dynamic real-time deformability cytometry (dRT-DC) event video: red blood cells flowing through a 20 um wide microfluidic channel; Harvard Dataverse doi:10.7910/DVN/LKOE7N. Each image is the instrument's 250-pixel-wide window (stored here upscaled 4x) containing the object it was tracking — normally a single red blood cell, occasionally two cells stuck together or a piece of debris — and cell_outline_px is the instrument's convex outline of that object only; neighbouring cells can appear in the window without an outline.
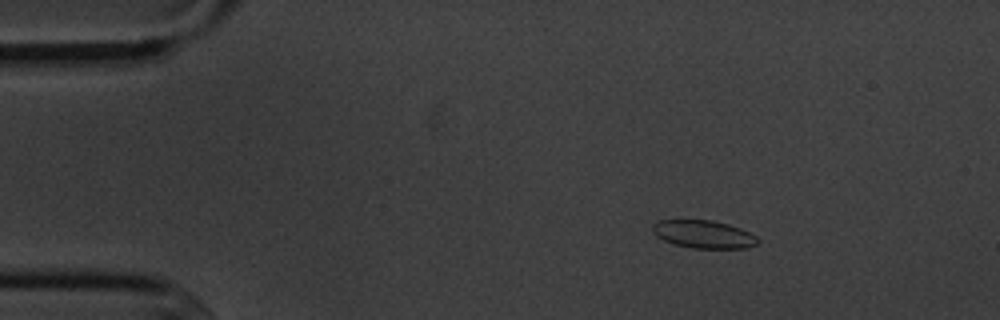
{"species": "common noctule bat (a hibernating species)", "species_latin": "Nyctalus noctula", "temperature_condition": "cold", "stored_images_in_passage": 4, "camera_frame_rate_fps": 3000, "um_per_image_px": 0.085, "animal": {"sex": "male", "body_mass_g": 20.1, "forearm_length_mm": 53.5}, "frame": {"image": 1, "passage_image": 2, "time_ms": 1.333, "image_size_px": [1000, 320], "cell_outline_px": [[760, 240], [756, 244], [748, 248], [692, 248], [676, 244], [664, 240], [656, 236], [652, 232], [652, 224], [656, 220], [712, 220], [728, 224], [740, 228], [756, 236]], "centroid_in_image_um": [59.79, 19.9], "position_along_channel_um": 25.2, "area_um2": 17.11}}